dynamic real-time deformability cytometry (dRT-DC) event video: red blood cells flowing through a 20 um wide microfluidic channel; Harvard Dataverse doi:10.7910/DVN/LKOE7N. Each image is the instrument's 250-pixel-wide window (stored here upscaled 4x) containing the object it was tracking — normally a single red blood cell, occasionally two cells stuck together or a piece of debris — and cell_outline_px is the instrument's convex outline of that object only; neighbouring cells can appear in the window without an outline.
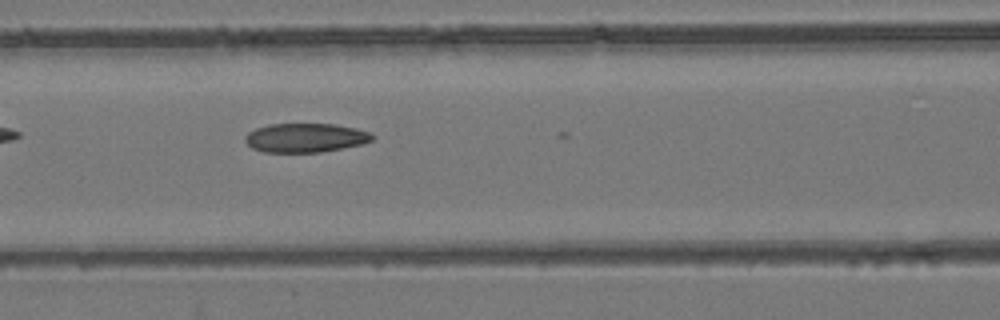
{"species": "common noctule bat (a hibernating species)", "species_latin": "Nyctalus noctula", "temperature_condition": "room temperature", "stored_images_in_passage": 3, "camera_frame_rate_fps": 3000, "um_per_image_px": 0.085, "animal": {"sex": "female", "body_mass_g": 24.6, "forearm_length_mm": 56.2}, "frame": {"image": 1, "passage_image": 3, "time_ms": 2.333, "image_size_px": [1000, 320], "cell_outline_px": [[372, 140], [360, 144], [320, 152], [264, 152], [252, 148], [244, 140], [244, 136], [248, 132], [256, 128], [268, 124], [336, 124], [356, 128], [368, 132], [372, 136]], "centroid_in_image_um": [25.9, 11.7], "position_along_channel_um": 140.7, "area_um2": 21.33}}